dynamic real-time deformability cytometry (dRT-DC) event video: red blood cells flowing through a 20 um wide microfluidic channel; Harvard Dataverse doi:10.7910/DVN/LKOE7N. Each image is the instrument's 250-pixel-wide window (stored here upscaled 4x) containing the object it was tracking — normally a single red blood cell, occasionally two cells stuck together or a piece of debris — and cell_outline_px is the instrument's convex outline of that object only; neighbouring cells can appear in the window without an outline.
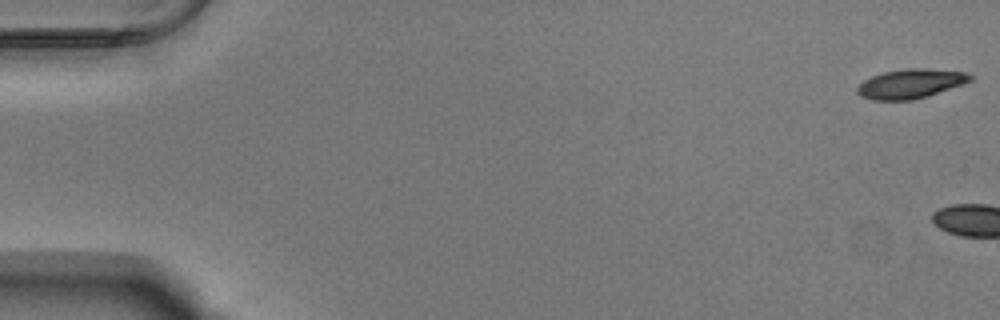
{"species": "Egyptian fruit bat (a non-hibernating species)", "species_latin": "Rousettus aegyptiacus", "temperature_condition": "warm", "stored_images_in_passage": 4, "camera_frame_rate_fps": 3000, "um_per_image_px": 0.085, "animal": {"sex": "male"}, "frame": {"image": 1, "passage_image": 1, "time_ms": 0.0, "image_size_px": [1000, 320], "cell_outline_px": [[972, 80], [964, 84], [912, 100], [872, 100], [860, 96], [856, 92], [856, 88], [864, 80], [872, 76], [884, 72], [904, 68], [924, 68], [968, 72], [972, 76]], "centroid_in_image_um": [77.39, 7.1], "position_along_channel_um": 7.6, "area_um2": 19.31}}